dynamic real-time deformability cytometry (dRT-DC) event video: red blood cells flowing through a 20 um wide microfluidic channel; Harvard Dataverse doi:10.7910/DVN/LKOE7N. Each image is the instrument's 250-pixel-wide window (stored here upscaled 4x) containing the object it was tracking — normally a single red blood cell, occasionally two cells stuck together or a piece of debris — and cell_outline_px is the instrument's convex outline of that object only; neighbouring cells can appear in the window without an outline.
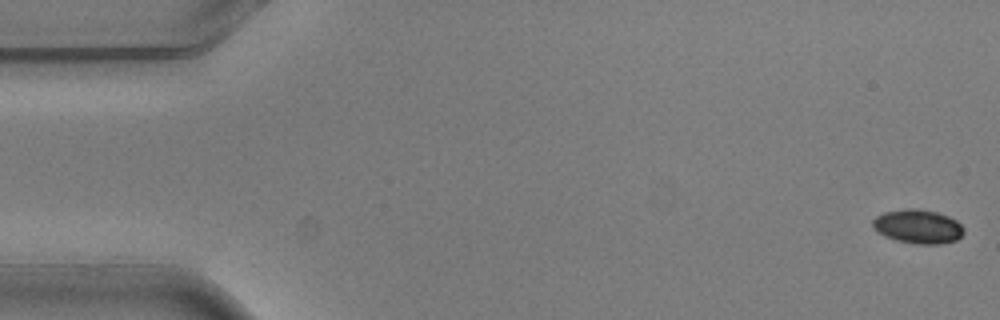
{"species": "common noctule bat (a hibernating species)", "species_latin": "Nyctalus noctula", "temperature_condition": "warm", "stored_images_in_passage": 5, "camera_frame_rate_fps": 3000, "um_per_image_px": 0.085, "animal": {"sex": "male", "body_mass_g": 20.5, "forearm_length_mm": 52.5}, "frame": {"image": 1, "passage_image": 1, "time_ms": 0.0, "image_size_px": [1000, 320], "cell_outline_px": [[964, 232], [956, 240], [940, 244], [916, 244], [896, 240], [884, 236], [876, 232], [872, 228], [872, 220], [876, 216], [884, 212], [908, 208], [916, 208], [936, 212], [948, 216], [956, 220], [964, 228]], "centroid_in_image_um": [77.99, 19.25], "position_along_channel_um": 7.0, "area_um2": 18.15}}
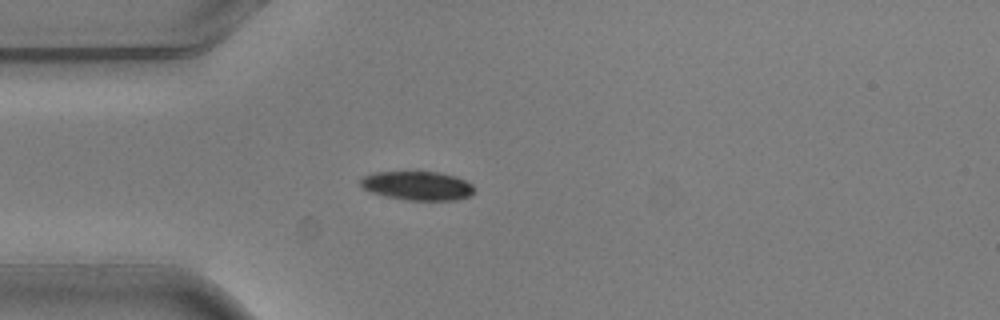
{"frame": {"image": 2, "passage_image": 5, "time_ms": 1.333, "image_size_px": [1000, 320], "cell_outline_px": [[476, 192], [468, 196], [456, 200], [408, 200], [388, 196], [372, 192], [364, 188], [360, 184], [360, 180], [364, 176], [372, 172], [440, 172], [456, 176], [472, 184], [476, 188]], "centroid_in_image_um": [35.53, 15.78], "position_along_channel_um": 49.5, "area_um2": 19.13}}